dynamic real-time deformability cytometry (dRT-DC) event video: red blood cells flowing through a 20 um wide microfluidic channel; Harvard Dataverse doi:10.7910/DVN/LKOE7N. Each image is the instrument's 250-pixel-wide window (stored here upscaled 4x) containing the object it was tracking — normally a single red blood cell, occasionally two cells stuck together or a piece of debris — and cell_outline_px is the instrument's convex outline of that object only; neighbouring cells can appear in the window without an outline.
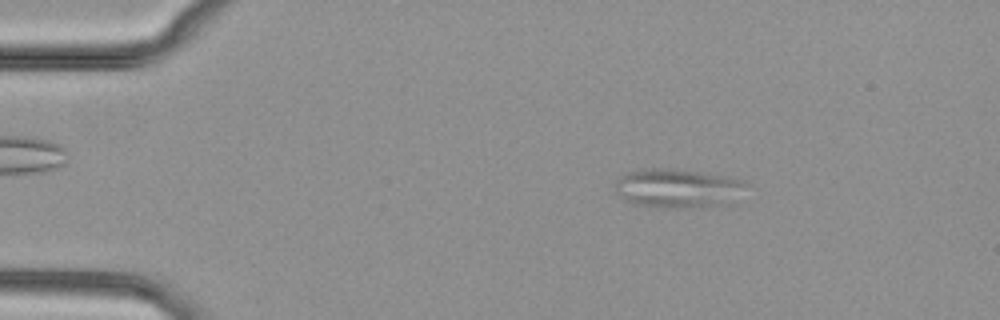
{"species": "common noctule bat (a hibernating species)", "species_latin": "Nyctalus noctula", "temperature_condition": "cold", "stored_images_in_passage": 43, "camera_frame_rate_fps": 3000, "um_per_image_px": 0.085, "animal": {"sex": "female", "body_mass_g": 29.2, "forearm_length_mm": 56.3}, "frame": {"image": 1, "passage_image": 1, "time_ms": 0.0, "image_size_px": [1000, 320], "cell_outline_px": [[744, 184], [732, 204], [680, 208], [664, 208], [636, 204], [620, 196], [616, 192], [616, 180], [620, 176], [628, 172], [652, 168], [668, 168], [696, 172], [744, 180]], "centroid_in_image_um": [57.56, 16.02], "position_along_channel_um": 27.4, "area_um2": 29.13}}
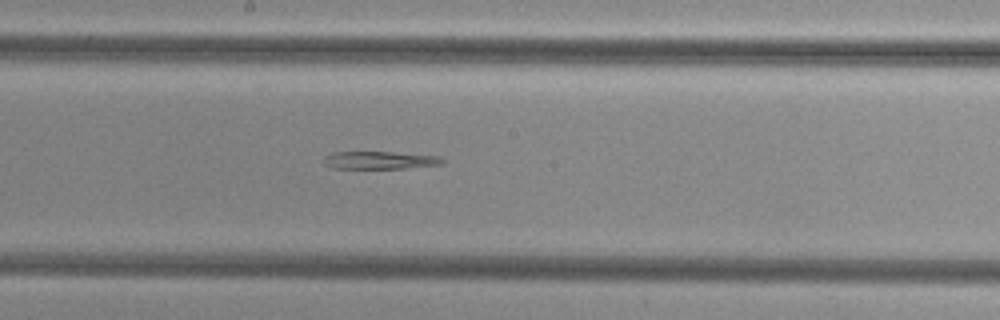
{"frame": {"image": 2, "passage_image": 20, "time_ms": 6.333, "image_size_px": [1000, 320], "cell_outline_px": [[444, 164], [404, 168], [332, 168], [324, 164], [324, 156], [332, 152], [392, 152], [436, 156], [444, 160]], "centroid_in_image_um": [32.24, 13.61], "position_along_channel_um": 216.0, "area_um2": 12.08}}
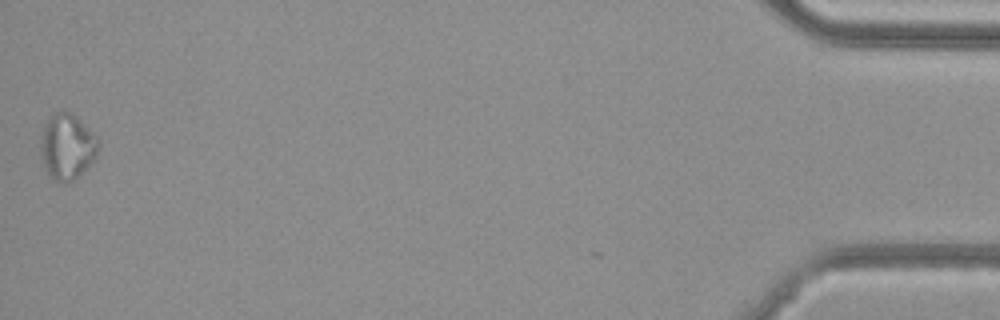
{"frame": {"image": 3, "passage_image": 43, "time_ms": 14.0, "image_size_px": [1000, 320], "cell_outline_px": [[100, 144], [92, 160], [72, 180], [64, 184], [56, 180], [44, 168], [40, 156], [40, 136], [44, 124], [56, 112], [72, 112], [100, 140]], "centroid_in_image_um": [5.67, 12.44], "position_along_channel_um": 429.5, "area_um2": 21.73}}